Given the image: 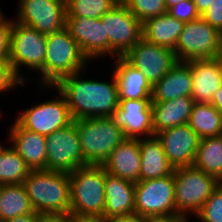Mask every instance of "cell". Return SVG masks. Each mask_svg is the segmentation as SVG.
I'll use <instances>...</instances> for the list:
<instances>
[{
  "label": "cell",
  "instance_id": "4316f807",
  "mask_svg": "<svg viewBox=\"0 0 222 222\" xmlns=\"http://www.w3.org/2000/svg\"><path fill=\"white\" fill-rule=\"evenodd\" d=\"M35 213L24 184L0 185V221Z\"/></svg>",
  "mask_w": 222,
  "mask_h": 222
},
{
  "label": "cell",
  "instance_id": "74e56055",
  "mask_svg": "<svg viewBox=\"0 0 222 222\" xmlns=\"http://www.w3.org/2000/svg\"><path fill=\"white\" fill-rule=\"evenodd\" d=\"M44 217L45 216L35 212L32 214L11 218L3 222H40Z\"/></svg>",
  "mask_w": 222,
  "mask_h": 222
},
{
  "label": "cell",
  "instance_id": "d4e9b609",
  "mask_svg": "<svg viewBox=\"0 0 222 222\" xmlns=\"http://www.w3.org/2000/svg\"><path fill=\"white\" fill-rule=\"evenodd\" d=\"M139 147L141 154L140 181L173 174L175 168L167 159L162 144L156 135L140 138Z\"/></svg>",
  "mask_w": 222,
  "mask_h": 222
},
{
  "label": "cell",
  "instance_id": "d590c367",
  "mask_svg": "<svg viewBox=\"0 0 222 222\" xmlns=\"http://www.w3.org/2000/svg\"><path fill=\"white\" fill-rule=\"evenodd\" d=\"M13 19L5 16L0 17V61H9L10 35Z\"/></svg>",
  "mask_w": 222,
  "mask_h": 222
},
{
  "label": "cell",
  "instance_id": "7c38bea8",
  "mask_svg": "<svg viewBox=\"0 0 222 222\" xmlns=\"http://www.w3.org/2000/svg\"><path fill=\"white\" fill-rule=\"evenodd\" d=\"M59 98L46 100L38 105L24 109L16 121L35 133L49 136L73 122L64 96L55 88Z\"/></svg>",
  "mask_w": 222,
  "mask_h": 222
},
{
  "label": "cell",
  "instance_id": "d6a6232c",
  "mask_svg": "<svg viewBox=\"0 0 222 222\" xmlns=\"http://www.w3.org/2000/svg\"><path fill=\"white\" fill-rule=\"evenodd\" d=\"M200 222H222V182L195 215Z\"/></svg>",
  "mask_w": 222,
  "mask_h": 222
},
{
  "label": "cell",
  "instance_id": "8992f818",
  "mask_svg": "<svg viewBox=\"0 0 222 222\" xmlns=\"http://www.w3.org/2000/svg\"><path fill=\"white\" fill-rule=\"evenodd\" d=\"M173 176L175 181V208L179 215L187 218L195 216L200 211L220 184L214 176L193 166L176 168Z\"/></svg>",
  "mask_w": 222,
  "mask_h": 222
},
{
  "label": "cell",
  "instance_id": "7bdbcfd3",
  "mask_svg": "<svg viewBox=\"0 0 222 222\" xmlns=\"http://www.w3.org/2000/svg\"><path fill=\"white\" fill-rule=\"evenodd\" d=\"M40 222H77L71 217H44Z\"/></svg>",
  "mask_w": 222,
  "mask_h": 222
},
{
  "label": "cell",
  "instance_id": "cb8c5ba5",
  "mask_svg": "<svg viewBox=\"0 0 222 222\" xmlns=\"http://www.w3.org/2000/svg\"><path fill=\"white\" fill-rule=\"evenodd\" d=\"M195 101L183 96L166 102H152L154 135L174 126L188 124Z\"/></svg>",
  "mask_w": 222,
  "mask_h": 222
},
{
  "label": "cell",
  "instance_id": "4dcf8cb0",
  "mask_svg": "<svg viewBox=\"0 0 222 222\" xmlns=\"http://www.w3.org/2000/svg\"><path fill=\"white\" fill-rule=\"evenodd\" d=\"M66 17L101 18L117 4L112 0H65Z\"/></svg>",
  "mask_w": 222,
  "mask_h": 222
},
{
  "label": "cell",
  "instance_id": "5bb4252c",
  "mask_svg": "<svg viewBox=\"0 0 222 222\" xmlns=\"http://www.w3.org/2000/svg\"><path fill=\"white\" fill-rule=\"evenodd\" d=\"M15 21L40 33L50 34L65 28V0H19Z\"/></svg>",
  "mask_w": 222,
  "mask_h": 222
},
{
  "label": "cell",
  "instance_id": "52a82bcc",
  "mask_svg": "<svg viewBox=\"0 0 222 222\" xmlns=\"http://www.w3.org/2000/svg\"><path fill=\"white\" fill-rule=\"evenodd\" d=\"M222 52V33L201 16L185 23L174 53L178 62L211 59Z\"/></svg>",
  "mask_w": 222,
  "mask_h": 222
},
{
  "label": "cell",
  "instance_id": "7a4b0ae2",
  "mask_svg": "<svg viewBox=\"0 0 222 222\" xmlns=\"http://www.w3.org/2000/svg\"><path fill=\"white\" fill-rule=\"evenodd\" d=\"M23 184L36 213L45 217H70L69 173L31 170Z\"/></svg>",
  "mask_w": 222,
  "mask_h": 222
},
{
  "label": "cell",
  "instance_id": "83f0119b",
  "mask_svg": "<svg viewBox=\"0 0 222 222\" xmlns=\"http://www.w3.org/2000/svg\"><path fill=\"white\" fill-rule=\"evenodd\" d=\"M222 182V137L214 136L200 139L195 160L192 165Z\"/></svg>",
  "mask_w": 222,
  "mask_h": 222
},
{
  "label": "cell",
  "instance_id": "ee69618b",
  "mask_svg": "<svg viewBox=\"0 0 222 222\" xmlns=\"http://www.w3.org/2000/svg\"><path fill=\"white\" fill-rule=\"evenodd\" d=\"M183 0H164L165 5H166V9H168L169 7L178 4L179 2H182Z\"/></svg>",
  "mask_w": 222,
  "mask_h": 222
},
{
  "label": "cell",
  "instance_id": "f1b7e54d",
  "mask_svg": "<svg viewBox=\"0 0 222 222\" xmlns=\"http://www.w3.org/2000/svg\"><path fill=\"white\" fill-rule=\"evenodd\" d=\"M188 125L200 139L221 136L222 114L211 103L195 102Z\"/></svg>",
  "mask_w": 222,
  "mask_h": 222
},
{
  "label": "cell",
  "instance_id": "ab89813d",
  "mask_svg": "<svg viewBox=\"0 0 222 222\" xmlns=\"http://www.w3.org/2000/svg\"><path fill=\"white\" fill-rule=\"evenodd\" d=\"M186 216L175 215L170 217L148 218V222H189Z\"/></svg>",
  "mask_w": 222,
  "mask_h": 222
},
{
  "label": "cell",
  "instance_id": "ac0fdd59",
  "mask_svg": "<svg viewBox=\"0 0 222 222\" xmlns=\"http://www.w3.org/2000/svg\"><path fill=\"white\" fill-rule=\"evenodd\" d=\"M10 145L24 159L31 170H47V136L23 128L16 120L9 127Z\"/></svg>",
  "mask_w": 222,
  "mask_h": 222
},
{
  "label": "cell",
  "instance_id": "bcb514c9",
  "mask_svg": "<svg viewBox=\"0 0 222 222\" xmlns=\"http://www.w3.org/2000/svg\"><path fill=\"white\" fill-rule=\"evenodd\" d=\"M78 222H107V221L103 219H85Z\"/></svg>",
  "mask_w": 222,
  "mask_h": 222
},
{
  "label": "cell",
  "instance_id": "1f68e13d",
  "mask_svg": "<svg viewBox=\"0 0 222 222\" xmlns=\"http://www.w3.org/2000/svg\"><path fill=\"white\" fill-rule=\"evenodd\" d=\"M124 5L141 23L167 13L164 0H127Z\"/></svg>",
  "mask_w": 222,
  "mask_h": 222
},
{
  "label": "cell",
  "instance_id": "277c9868",
  "mask_svg": "<svg viewBox=\"0 0 222 222\" xmlns=\"http://www.w3.org/2000/svg\"><path fill=\"white\" fill-rule=\"evenodd\" d=\"M46 57L40 70L41 86H54L61 78L86 69L88 59L66 28L47 34Z\"/></svg>",
  "mask_w": 222,
  "mask_h": 222
},
{
  "label": "cell",
  "instance_id": "ba28073f",
  "mask_svg": "<svg viewBox=\"0 0 222 222\" xmlns=\"http://www.w3.org/2000/svg\"><path fill=\"white\" fill-rule=\"evenodd\" d=\"M135 214L145 218L178 215L173 174L135 183Z\"/></svg>",
  "mask_w": 222,
  "mask_h": 222
},
{
  "label": "cell",
  "instance_id": "ffe728a7",
  "mask_svg": "<svg viewBox=\"0 0 222 222\" xmlns=\"http://www.w3.org/2000/svg\"><path fill=\"white\" fill-rule=\"evenodd\" d=\"M103 220L135 214V183L106 172Z\"/></svg>",
  "mask_w": 222,
  "mask_h": 222
},
{
  "label": "cell",
  "instance_id": "2e32d148",
  "mask_svg": "<svg viewBox=\"0 0 222 222\" xmlns=\"http://www.w3.org/2000/svg\"><path fill=\"white\" fill-rule=\"evenodd\" d=\"M65 28L88 61L109 55V40L100 18L66 17Z\"/></svg>",
  "mask_w": 222,
  "mask_h": 222
},
{
  "label": "cell",
  "instance_id": "9c48e42d",
  "mask_svg": "<svg viewBox=\"0 0 222 222\" xmlns=\"http://www.w3.org/2000/svg\"><path fill=\"white\" fill-rule=\"evenodd\" d=\"M46 34L37 29L18 23L13 20L10 35L9 62L16 74L26 82L23 74H20V66L40 71L44 67L46 57Z\"/></svg>",
  "mask_w": 222,
  "mask_h": 222
},
{
  "label": "cell",
  "instance_id": "8d00e7d4",
  "mask_svg": "<svg viewBox=\"0 0 222 222\" xmlns=\"http://www.w3.org/2000/svg\"><path fill=\"white\" fill-rule=\"evenodd\" d=\"M201 17L222 33V0H214Z\"/></svg>",
  "mask_w": 222,
  "mask_h": 222
},
{
  "label": "cell",
  "instance_id": "d6986e66",
  "mask_svg": "<svg viewBox=\"0 0 222 222\" xmlns=\"http://www.w3.org/2000/svg\"><path fill=\"white\" fill-rule=\"evenodd\" d=\"M104 170L121 179L140 181L141 154L139 139L126 138L102 164Z\"/></svg>",
  "mask_w": 222,
  "mask_h": 222
},
{
  "label": "cell",
  "instance_id": "5b68a950",
  "mask_svg": "<svg viewBox=\"0 0 222 222\" xmlns=\"http://www.w3.org/2000/svg\"><path fill=\"white\" fill-rule=\"evenodd\" d=\"M80 137L85 165H102L126 137L112 117L73 120Z\"/></svg>",
  "mask_w": 222,
  "mask_h": 222
},
{
  "label": "cell",
  "instance_id": "f6af8a7d",
  "mask_svg": "<svg viewBox=\"0 0 222 222\" xmlns=\"http://www.w3.org/2000/svg\"><path fill=\"white\" fill-rule=\"evenodd\" d=\"M215 58L218 62V67H219L220 75H221V79H222V52Z\"/></svg>",
  "mask_w": 222,
  "mask_h": 222
},
{
  "label": "cell",
  "instance_id": "f35d334b",
  "mask_svg": "<svg viewBox=\"0 0 222 222\" xmlns=\"http://www.w3.org/2000/svg\"><path fill=\"white\" fill-rule=\"evenodd\" d=\"M106 221L107 222H148V218L141 217L137 214H131L127 216L106 219Z\"/></svg>",
  "mask_w": 222,
  "mask_h": 222
},
{
  "label": "cell",
  "instance_id": "f546056e",
  "mask_svg": "<svg viewBox=\"0 0 222 222\" xmlns=\"http://www.w3.org/2000/svg\"><path fill=\"white\" fill-rule=\"evenodd\" d=\"M0 146V185L23 184L31 168L12 148Z\"/></svg>",
  "mask_w": 222,
  "mask_h": 222
},
{
  "label": "cell",
  "instance_id": "60d3db41",
  "mask_svg": "<svg viewBox=\"0 0 222 222\" xmlns=\"http://www.w3.org/2000/svg\"><path fill=\"white\" fill-rule=\"evenodd\" d=\"M214 0H193L200 16L211 6Z\"/></svg>",
  "mask_w": 222,
  "mask_h": 222
},
{
  "label": "cell",
  "instance_id": "44dd1931",
  "mask_svg": "<svg viewBox=\"0 0 222 222\" xmlns=\"http://www.w3.org/2000/svg\"><path fill=\"white\" fill-rule=\"evenodd\" d=\"M191 61L177 64L152 86V102H166L192 93Z\"/></svg>",
  "mask_w": 222,
  "mask_h": 222
},
{
  "label": "cell",
  "instance_id": "8fae6325",
  "mask_svg": "<svg viewBox=\"0 0 222 222\" xmlns=\"http://www.w3.org/2000/svg\"><path fill=\"white\" fill-rule=\"evenodd\" d=\"M46 150L47 170L70 173L85 166L74 122L47 136Z\"/></svg>",
  "mask_w": 222,
  "mask_h": 222
},
{
  "label": "cell",
  "instance_id": "603a6c76",
  "mask_svg": "<svg viewBox=\"0 0 222 222\" xmlns=\"http://www.w3.org/2000/svg\"><path fill=\"white\" fill-rule=\"evenodd\" d=\"M192 93L195 102L211 103L222 79L216 58L191 60Z\"/></svg>",
  "mask_w": 222,
  "mask_h": 222
},
{
  "label": "cell",
  "instance_id": "9a60e30c",
  "mask_svg": "<svg viewBox=\"0 0 222 222\" xmlns=\"http://www.w3.org/2000/svg\"><path fill=\"white\" fill-rule=\"evenodd\" d=\"M151 103V99L119 100L111 117L126 138L140 139L154 135Z\"/></svg>",
  "mask_w": 222,
  "mask_h": 222
},
{
  "label": "cell",
  "instance_id": "7402d4cb",
  "mask_svg": "<svg viewBox=\"0 0 222 222\" xmlns=\"http://www.w3.org/2000/svg\"><path fill=\"white\" fill-rule=\"evenodd\" d=\"M114 73L118 86L119 100L151 99L152 85L139 69L123 57L114 59Z\"/></svg>",
  "mask_w": 222,
  "mask_h": 222
},
{
  "label": "cell",
  "instance_id": "7dc6e473",
  "mask_svg": "<svg viewBox=\"0 0 222 222\" xmlns=\"http://www.w3.org/2000/svg\"><path fill=\"white\" fill-rule=\"evenodd\" d=\"M114 1L117 5H123L126 3L127 0H112Z\"/></svg>",
  "mask_w": 222,
  "mask_h": 222
},
{
  "label": "cell",
  "instance_id": "6da1fadb",
  "mask_svg": "<svg viewBox=\"0 0 222 222\" xmlns=\"http://www.w3.org/2000/svg\"><path fill=\"white\" fill-rule=\"evenodd\" d=\"M81 72V73H80ZM79 71L61 78L54 86L65 98L73 120L95 117H111L117 109L118 86L113 73L111 82L81 79Z\"/></svg>",
  "mask_w": 222,
  "mask_h": 222
},
{
  "label": "cell",
  "instance_id": "4fadbf2b",
  "mask_svg": "<svg viewBox=\"0 0 222 222\" xmlns=\"http://www.w3.org/2000/svg\"><path fill=\"white\" fill-rule=\"evenodd\" d=\"M123 58L139 69L152 86L178 62L174 50L150 43L143 37Z\"/></svg>",
  "mask_w": 222,
  "mask_h": 222
},
{
  "label": "cell",
  "instance_id": "3957f363",
  "mask_svg": "<svg viewBox=\"0 0 222 222\" xmlns=\"http://www.w3.org/2000/svg\"><path fill=\"white\" fill-rule=\"evenodd\" d=\"M70 217L75 221L103 219L106 205L102 165H85L69 173Z\"/></svg>",
  "mask_w": 222,
  "mask_h": 222
},
{
  "label": "cell",
  "instance_id": "e575fe53",
  "mask_svg": "<svg viewBox=\"0 0 222 222\" xmlns=\"http://www.w3.org/2000/svg\"><path fill=\"white\" fill-rule=\"evenodd\" d=\"M24 81L16 74L9 61H0V92L11 91L17 85H24Z\"/></svg>",
  "mask_w": 222,
  "mask_h": 222
},
{
  "label": "cell",
  "instance_id": "484cf974",
  "mask_svg": "<svg viewBox=\"0 0 222 222\" xmlns=\"http://www.w3.org/2000/svg\"><path fill=\"white\" fill-rule=\"evenodd\" d=\"M185 23L165 13L142 23L143 38L148 42L175 49Z\"/></svg>",
  "mask_w": 222,
  "mask_h": 222
},
{
  "label": "cell",
  "instance_id": "c3c4849f",
  "mask_svg": "<svg viewBox=\"0 0 222 222\" xmlns=\"http://www.w3.org/2000/svg\"><path fill=\"white\" fill-rule=\"evenodd\" d=\"M4 15V13L2 12V10L0 9V17Z\"/></svg>",
  "mask_w": 222,
  "mask_h": 222
},
{
  "label": "cell",
  "instance_id": "b9f144b4",
  "mask_svg": "<svg viewBox=\"0 0 222 222\" xmlns=\"http://www.w3.org/2000/svg\"><path fill=\"white\" fill-rule=\"evenodd\" d=\"M211 104L215 106L222 114V85L215 92Z\"/></svg>",
  "mask_w": 222,
  "mask_h": 222
},
{
  "label": "cell",
  "instance_id": "836d02e7",
  "mask_svg": "<svg viewBox=\"0 0 222 222\" xmlns=\"http://www.w3.org/2000/svg\"><path fill=\"white\" fill-rule=\"evenodd\" d=\"M167 13L184 23L200 17L193 0H183L167 9Z\"/></svg>",
  "mask_w": 222,
  "mask_h": 222
},
{
  "label": "cell",
  "instance_id": "30bf717a",
  "mask_svg": "<svg viewBox=\"0 0 222 222\" xmlns=\"http://www.w3.org/2000/svg\"><path fill=\"white\" fill-rule=\"evenodd\" d=\"M100 19L112 57H123L143 37L142 23L124 4L116 5Z\"/></svg>",
  "mask_w": 222,
  "mask_h": 222
},
{
  "label": "cell",
  "instance_id": "e0dca14e",
  "mask_svg": "<svg viewBox=\"0 0 222 222\" xmlns=\"http://www.w3.org/2000/svg\"><path fill=\"white\" fill-rule=\"evenodd\" d=\"M155 135L175 169L193 165L200 138L188 124L174 126Z\"/></svg>",
  "mask_w": 222,
  "mask_h": 222
}]
</instances>
